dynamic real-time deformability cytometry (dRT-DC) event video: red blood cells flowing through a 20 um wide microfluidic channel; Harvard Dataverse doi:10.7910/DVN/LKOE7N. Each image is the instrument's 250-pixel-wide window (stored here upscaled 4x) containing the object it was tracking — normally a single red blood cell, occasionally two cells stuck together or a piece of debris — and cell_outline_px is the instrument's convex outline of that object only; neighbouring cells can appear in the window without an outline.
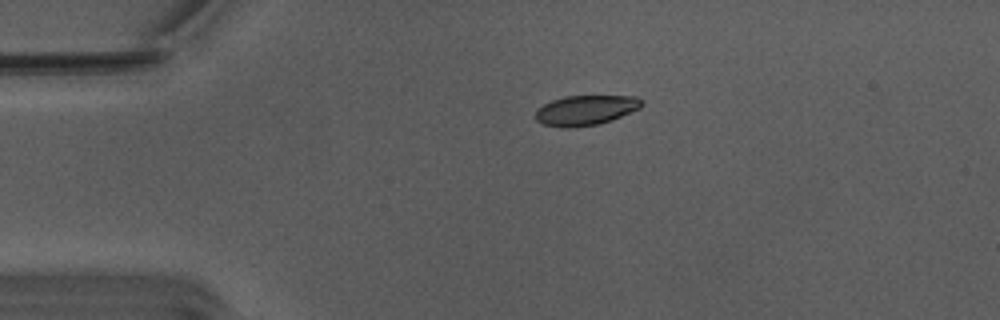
{"species": "Egyptian fruit bat (a non-hibernating species)", "species_latin": "Rousettus aegyptiacus", "temperature_condition": "warm", "stored_images_in_passage": 36, "camera_frame_rate_fps": 3000, "um_per_image_px": 0.085, "animal": {"sex": "male"}, "frame": {"image": 1, "passage_image": 1, "time_ms": 0.0, "image_size_px": [1000, 320], "cell_outline_px": [[644, 104], [640, 108], [612, 120], [600, 124], [568, 128], [564, 128], [544, 124], [536, 120], [536, 112], [544, 104], [552, 100], [564, 96], [636, 96], [644, 100]], "centroid_in_image_um": [49.83, 9.36], "position_along_channel_um": 35.2, "area_um2": 18.55}}
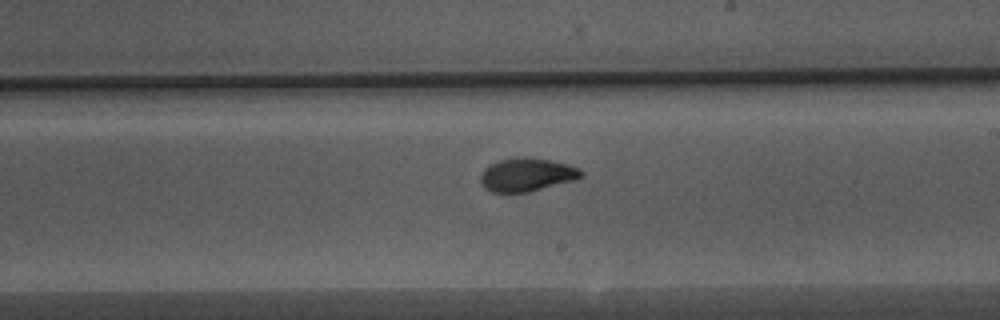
{"frame": {"image": 2, "passage_image": 21, "time_ms": 6.667, "image_size_px": [1000, 320], "cell_outline_px": [[584, 176], [572, 180], [528, 192], [492, 192], [484, 188], [480, 180], [480, 176], [484, 168], [488, 164], [500, 160], [524, 156], [552, 160], [568, 164], [580, 168], [584, 172]], "centroid_in_image_um": [44.77, 14.83], "position_along_channel_um": 244.2, "area_um2": 19.59}}
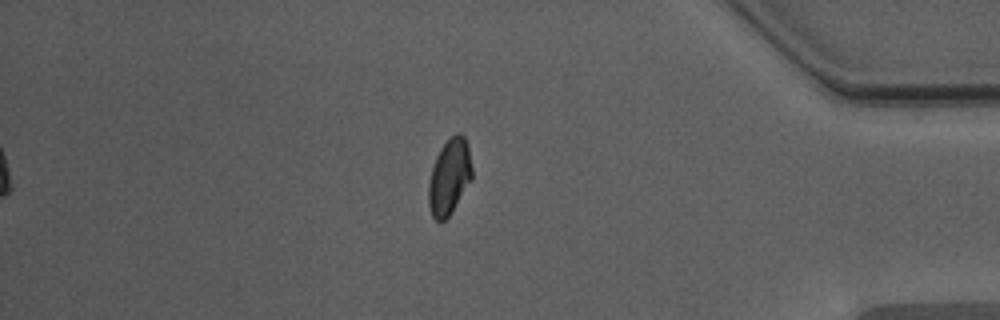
{"frame": {"image": 3, "passage_image": 36, "time_ms": 11.667, "image_size_px": [1000, 320], "cell_outline_px": [[472, 180], [448, 216], [444, 220], [436, 220], [432, 216], [428, 204], [428, 184], [432, 168], [436, 156], [440, 148], [456, 132], [460, 132], [464, 136], [468, 144], [472, 168]], "centroid_in_image_um": [38.2, 15.0], "position_along_channel_um": 397.0, "area_um2": 19.13}, "authors_computed_cell_mechanics": {"area_um2": 19.4208, "velocity_mm_per_s": 3.7498, "shape_relaxation_time_tau1_ms": 3.7743, "shape_relaxation_time_tau2_ms": 1.6525, "deformation_change_tau1": 0.1591, "deformation_change_tau2": 0.0493}}